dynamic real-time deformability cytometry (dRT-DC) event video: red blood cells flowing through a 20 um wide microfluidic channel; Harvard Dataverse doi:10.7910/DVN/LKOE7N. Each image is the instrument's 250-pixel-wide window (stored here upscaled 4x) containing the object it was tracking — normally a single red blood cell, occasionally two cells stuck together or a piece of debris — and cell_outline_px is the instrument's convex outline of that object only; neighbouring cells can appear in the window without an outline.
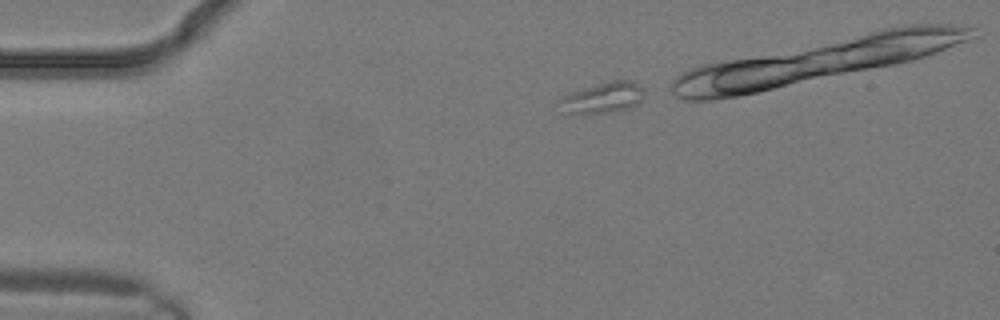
{"species": "common noctule bat (a hibernating species)", "species_latin": "Nyctalus noctula", "temperature_condition": "warm", "stored_images_in_passage": 3, "camera_frame_rate_fps": 3000, "um_per_image_px": 0.085, "animal": {"sex": "male", "body_mass_g": 19.2, "forearm_length_mm": 51.8}, "frame": {"image": 1, "passage_image": 3, "time_ms": 0.667, "image_size_px": [1000, 320], "cell_outline_px": [[644, 96], [640, 104], [632, 108], [608, 112], [580, 116], [568, 112], [556, 100], [560, 96], [584, 88], [612, 80], [632, 80], [644, 92]], "centroid_in_image_um": [51.24, 8.34], "position_along_channel_um": 33.8, "area_um2": 15.43}}